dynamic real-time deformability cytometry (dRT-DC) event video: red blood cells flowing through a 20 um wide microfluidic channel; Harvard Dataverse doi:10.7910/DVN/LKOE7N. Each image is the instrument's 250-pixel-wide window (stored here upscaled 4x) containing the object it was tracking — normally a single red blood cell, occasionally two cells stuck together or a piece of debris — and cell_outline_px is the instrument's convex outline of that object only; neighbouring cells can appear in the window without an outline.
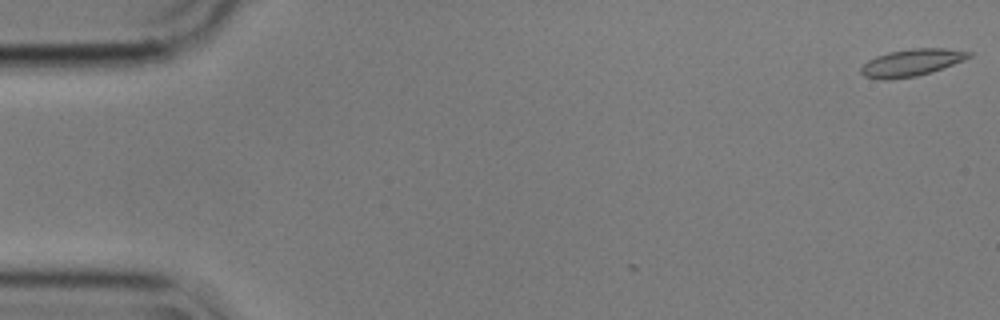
{"species": "common noctule bat (a hibernating species)", "species_latin": "Nyctalus noctula", "temperature_condition": "cold", "stored_images_in_passage": 9, "camera_frame_rate_fps": 3000, "um_per_image_px": 0.085, "animal": {"sex": "male", "body_mass_g": 17.9}, "frame": {"image": 1, "passage_image": 1, "time_ms": 0.0, "image_size_px": [1000, 320], "cell_outline_px": [[972, 56], [964, 60], [916, 76], [888, 80], [880, 80], [864, 76], [860, 72], [860, 68], [868, 60], [876, 56], [888, 52], [912, 48], [944, 48], [972, 52]], "centroid_in_image_um": [77.44, 5.32], "position_along_channel_um": 7.6, "area_um2": 16.88}}